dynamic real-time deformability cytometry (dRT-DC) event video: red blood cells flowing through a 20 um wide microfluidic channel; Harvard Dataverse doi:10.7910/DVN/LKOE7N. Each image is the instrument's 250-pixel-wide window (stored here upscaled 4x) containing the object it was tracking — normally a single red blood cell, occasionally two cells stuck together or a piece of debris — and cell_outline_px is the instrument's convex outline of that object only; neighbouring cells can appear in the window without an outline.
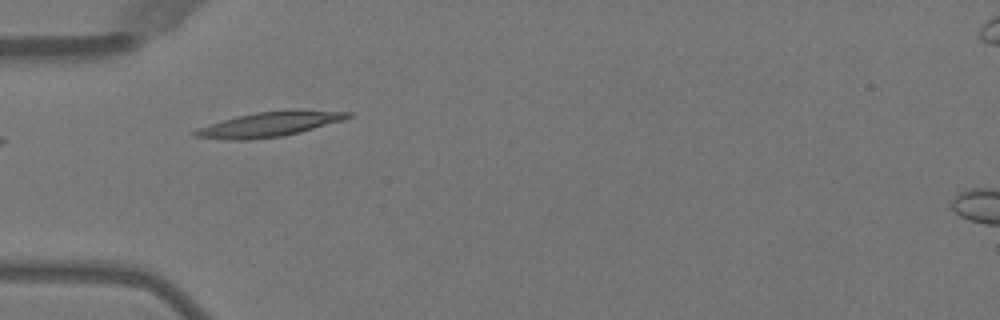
{"species": "Egyptian fruit bat (a non-hibernating species)", "species_latin": "Rousettus aegyptiacus", "temperature_condition": "warm", "stored_images_in_passage": 32, "camera_frame_rate_fps": 3000, "um_per_image_px": 0.085, "animal": {"sex": "female"}, "frame": {"image": 1, "passage_image": 1, "time_ms": 0.0, "image_size_px": [1000, 320], "cell_outline_px": [[352, 116], [344, 120], [300, 132], [284, 136], [248, 140], [228, 140], [192, 136], [192, 132], [196, 128], [236, 116], [256, 112], [304, 108], [352, 112]], "centroid_in_image_um": [22.95, 10.54], "position_along_channel_um": 62.1, "area_um2": 22.6}}
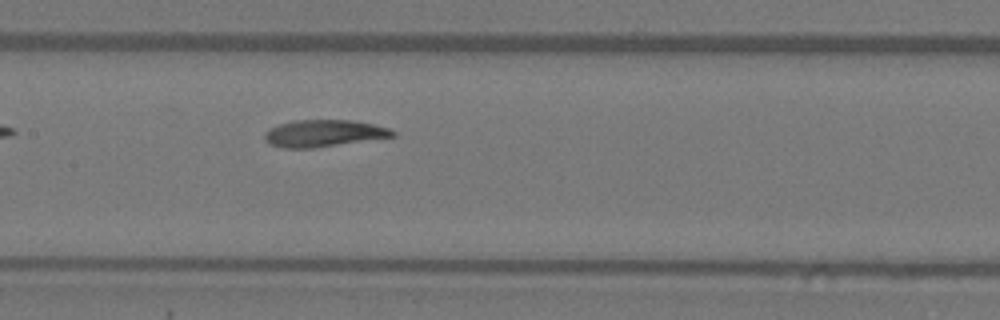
{"frame": {"image": 2, "passage_image": 10, "time_ms": 3.0, "image_size_px": [1000, 320], "cell_outline_px": [[396, 136], [312, 148], [280, 148], [268, 144], [264, 140], [264, 132], [268, 128], [292, 120], [352, 120], [372, 124], [388, 128], [396, 132]], "centroid_in_image_um": [27.45, 11.33], "position_along_channel_um": 180.0, "area_um2": 20.17}}
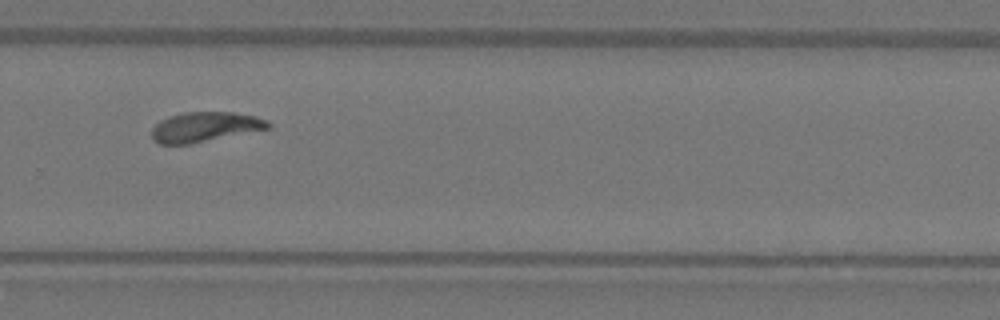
{"frame": {"image": 3, "passage_image": 20, "time_ms": 6.333, "image_size_px": [1000, 320], "cell_outline_px": [[272, 128], [188, 144], [160, 144], [152, 140], [152, 128], [160, 120], [168, 116], [184, 112], [232, 112], [252, 116], [268, 120], [272, 124]], "centroid_in_image_um": [17.41, 10.79], "position_along_channel_um": 312.4, "area_um2": 20.23}, "authors_computed_cell_mechanics": {"area_um2": 20.519, "velocity_mm_per_s": 4.0044, "shape_relaxation_time_tau1_ms": 3.1438, "shape_relaxation_time_tau2_ms": 2.2103, "deformation_change_tau1": 0.1429, "deformation_change_tau2": 0.0788}}